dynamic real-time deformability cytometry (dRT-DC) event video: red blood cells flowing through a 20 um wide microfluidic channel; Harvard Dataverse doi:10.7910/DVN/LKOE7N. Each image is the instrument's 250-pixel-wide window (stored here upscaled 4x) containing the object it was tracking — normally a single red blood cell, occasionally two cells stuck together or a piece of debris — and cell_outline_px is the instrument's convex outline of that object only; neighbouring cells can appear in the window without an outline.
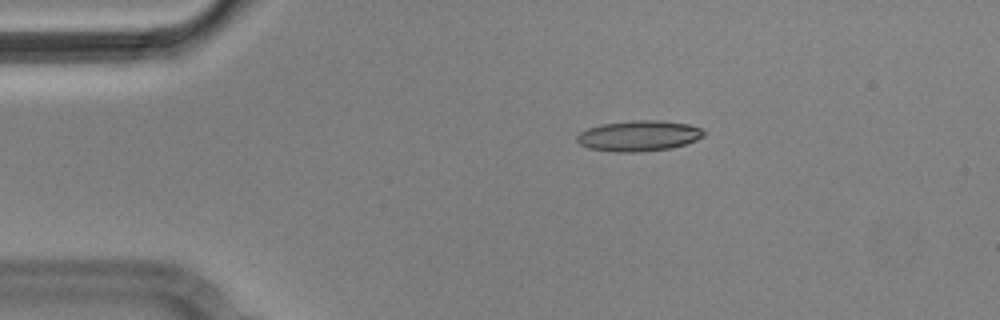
{"species": "Egyptian fruit bat (a non-hibernating species)", "species_latin": "Rousettus aegyptiacus", "temperature_condition": "cold", "stored_images_in_passage": 2, "camera_frame_rate_fps": 3000, "um_per_image_px": 0.085, "animal": {"sex": "male"}, "frame": {"image": 1, "passage_image": 1, "time_ms": 0.0, "image_size_px": [1000, 320], "cell_outline_px": [[704, 136], [696, 140], [684, 144], [668, 148], [640, 152], [616, 152], [588, 148], [580, 144], [576, 140], [576, 136], [580, 132], [588, 128], [600, 124], [632, 120], [660, 120], [688, 124], [700, 128], [704, 132]], "centroid_in_image_um": [54.26, 11.54], "position_along_channel_um": 30.7, "area_um2": 22.6}}